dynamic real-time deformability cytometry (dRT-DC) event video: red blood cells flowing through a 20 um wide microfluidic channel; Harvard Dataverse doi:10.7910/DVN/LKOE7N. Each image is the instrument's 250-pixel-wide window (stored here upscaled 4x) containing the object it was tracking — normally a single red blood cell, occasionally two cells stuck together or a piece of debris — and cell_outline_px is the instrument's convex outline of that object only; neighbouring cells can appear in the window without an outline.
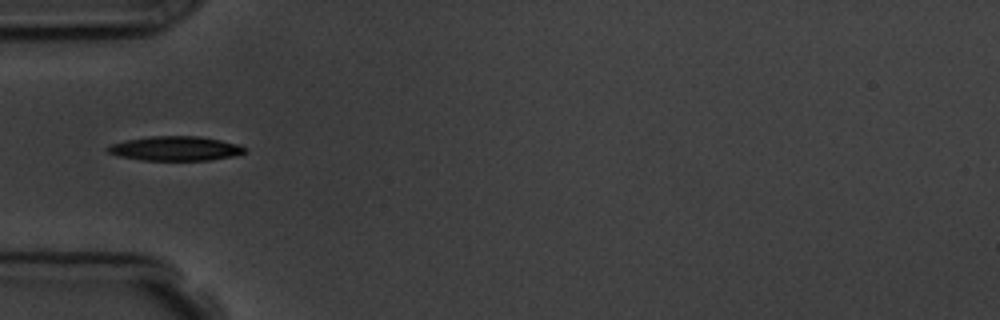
{"species": "common noctule bat (a hibernating species)", "species_latin": "Nyctalus noctula", "temperature_condition": "room temperature", "stored_images_in_passage": 3, "camera_frame_rate_fps": 3000, "um_per_image_px": 0.085, "animal": {"sex": "male", "body_mass_g": 19.5, "forearm_length_mm": 54.6}, "frame": {"image": 1, "passage_image": 3, "time_ms": 2.0, "image_size_px": [1000, 320], "cell_outline_px": [[248, 152], [236, 156], [208, 160], [140, 160], [120, 156], [108, 152], [104, 148], [108, 144], [128, 140], [152, 136], [200, 136], [220, 140], [236, 144], [248, 148]], "centroid_in_image_um": [14.93, 12.62], "position_along_channel_um": 70.1, "area_um2": 19.59}}